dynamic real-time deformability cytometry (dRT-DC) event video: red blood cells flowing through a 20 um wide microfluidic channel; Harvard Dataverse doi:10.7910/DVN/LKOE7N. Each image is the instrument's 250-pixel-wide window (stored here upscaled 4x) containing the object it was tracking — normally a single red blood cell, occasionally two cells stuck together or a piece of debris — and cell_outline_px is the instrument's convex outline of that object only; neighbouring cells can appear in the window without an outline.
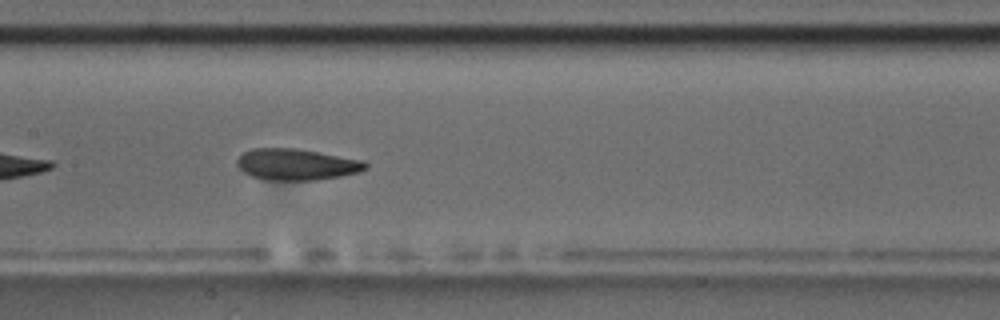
{"species": "common noctule bat (a hibernating species)", "species_latin": "Nyctalus noctula", "temperature_condition": "room temperature", "stored_images_in_passage": 10, "camera_frame_rate_fps": 3000, "um_per_image_px": 0.085, "animal": {"sex": "male", "body_mass_g": 17.5, "forearm_length_mm": 52.3}, "frame": {"image": 1, "passage_image": 7, "time_ms": 7.667, "image_size_px": [1000, 320], "cell_outline_px": [[368, 168], [360, 172], [340, 176], [316, 180], [268, 180], [252, 176], [244, 172], [236, 164], [236, 160], [244, 152], [252, 148], [296, 148], [364, 160], [368, 164]], "centroid_in_image_um": [25.23, 13.97], "position_along_channel_um": 182.2, "area_um2": 23.52}}